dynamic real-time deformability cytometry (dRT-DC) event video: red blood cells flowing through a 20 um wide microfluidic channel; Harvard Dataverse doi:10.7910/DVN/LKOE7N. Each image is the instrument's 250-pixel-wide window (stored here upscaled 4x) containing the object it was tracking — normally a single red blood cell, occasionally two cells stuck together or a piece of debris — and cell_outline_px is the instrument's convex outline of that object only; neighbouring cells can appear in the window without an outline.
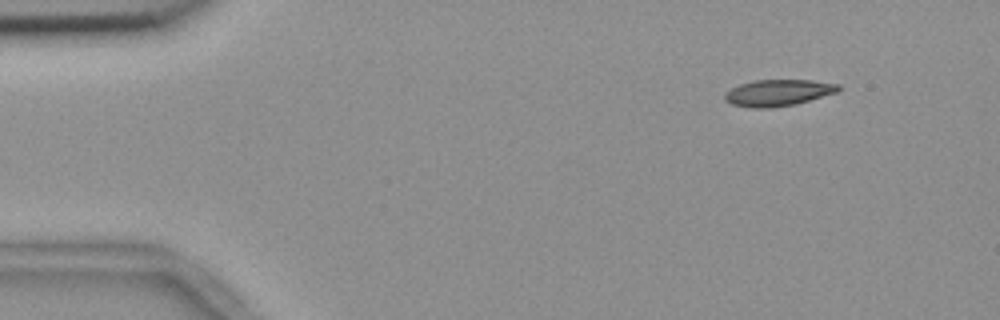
{"species": "common noctule bat (a hibernating species)", "species_latin": "Nyctalus noctula", "temperature_condition": "room temperature", "stored_images_in_passage": 50, "camera_frame_rate_fps": 3000, "um_per_image_px": 0.085, "animal": {"sex": "female", "body_mass_g": 18.4}, "frame": {"image": 1, "passage_image": 1, "time_ms": 0.0, "image_size_px": [1000, 320], "cell_outline_px": [[840, 88], [836, 92], [796, 104], [772, 108], [752, 108], [732, 104], [724, 100], [724, 92], [740, 84], [756, 80], [812, 80], [840, 84]], "centroid_in_image_um": [66.11, 7.88], "position_along_channel_um": 18.9, "area_um2": 17.51}}
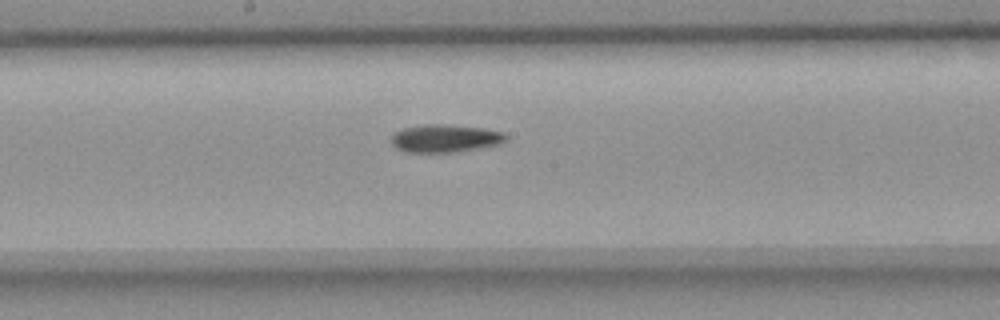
{"frame": {"image": 2, "passage_image": 24, "time_ms": 7.667, "image_size_px": [1000, 320], "cell_outline_px": [[508, 136], [504, 140], [496, 144], [476, 148], [452, 152], [404, 152], [396, 148], [392, 144], [392, 136], [400, 128], [424, 124], [444, 124], [484, 128], [504, 132]], "centroid_in_image_um": [37.78, 11.74], "position_along_channel_um": 210.4, "area_um2": 18.44}}
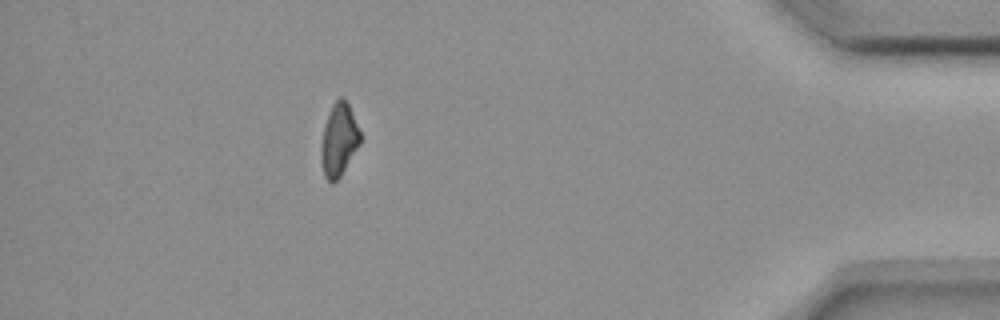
{"frame": {"image": 3, "passage_image": 44, "time_ms": 14.333, "image_size_px": [1000, 320], "cell_outline_px": [[360, 144], [340, 176], [332, 184], [324, 176], [320, 160], [320, 144], [324, 128], [332, 104], [340, 96], [344, 96], [348, 104], [360, 132]], "centroid_in_image_um": [28.78, 11.9], "position_along_channel_um": 406.4, "area_um2": 16.47}, "authors_computed_cell_mechanics": {"area_um2": 17.918, "velocity_mm_per_s": 3.6929, "shape_relaxation_time_tau1_ms": 9.7935, "shape_relaxation_time_tau2_ms": null, "deformation_change_tau1": 0.1868, "deformation_change_tau2": null}}